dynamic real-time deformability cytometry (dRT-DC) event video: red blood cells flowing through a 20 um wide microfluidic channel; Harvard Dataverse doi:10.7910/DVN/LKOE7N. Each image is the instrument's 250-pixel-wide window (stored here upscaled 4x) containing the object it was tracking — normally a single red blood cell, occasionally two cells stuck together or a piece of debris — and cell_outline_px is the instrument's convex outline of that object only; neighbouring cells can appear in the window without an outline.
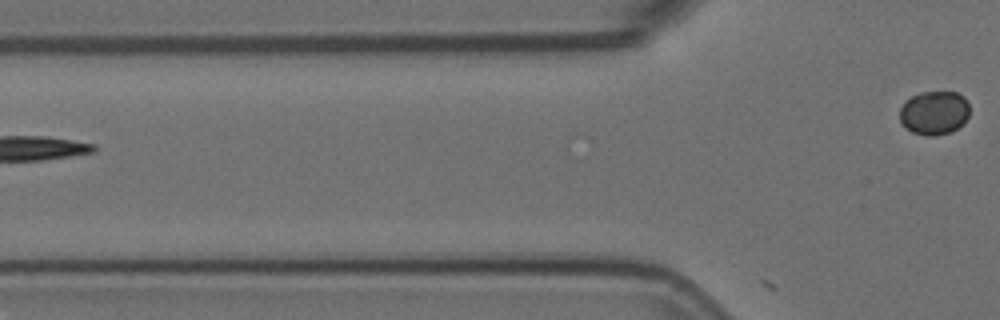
{"species": "Egyptian fruit bat (a non-hibernating species)", "species_latin": "Rousettus aegyptiacus", "temperature_condition": "room temperature", "stored_images_in_passage": 2, "camera_frame_rate_fps": 3000, "um_per_image_px": 0.085, "animal": {"sex": "female"}, "frame": {"image": 1, "passage_image": 2, "time_ms": 0.333, "image_size_px": [1000, 320], "cell_outline_px": [[968, 116], [964, 124], [952, 132], [936, 136], [924, 136], [912, 132], [904, 128], [900, 124], [900, 108], [912, 96], [920, 92], [956, 92], [964, 96], [968, 104]], "centroid_in_image_um": [79.41, 9.62], "position_along_channel_um": 46.4, "area_um2": 18.09}}